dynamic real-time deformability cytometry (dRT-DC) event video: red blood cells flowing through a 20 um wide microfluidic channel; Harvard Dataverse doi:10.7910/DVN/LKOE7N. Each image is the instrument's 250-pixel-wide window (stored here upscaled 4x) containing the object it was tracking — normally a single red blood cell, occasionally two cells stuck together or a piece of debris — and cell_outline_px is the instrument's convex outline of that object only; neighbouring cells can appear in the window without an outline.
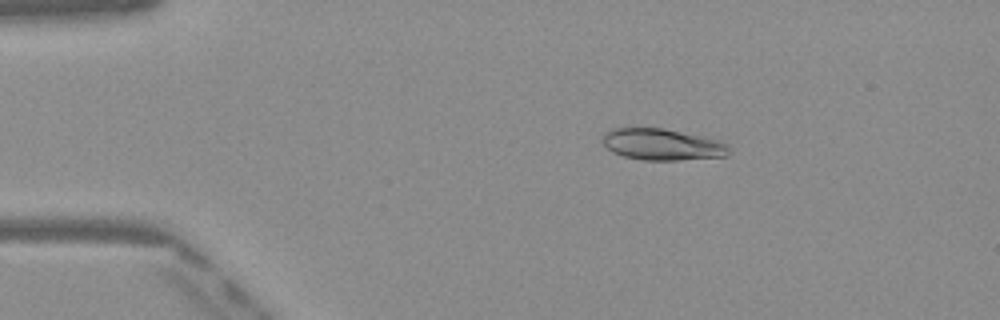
{"species": "Egyptian fruit bat (a non-hibernating species)", "species_latin": "Rousettus aegyptiacus", "temperature_condition": "warm", "stored_images_in_passage": 50, "camera_frame_rate_fps": 3000, "um_per_image_px": 0.085, "frame": {"image": 1, "passage_image": 9, "time_ms": 2.667, "image_size_px": [1000, 320], "cell_outline_px": [[728, 156], [680, 160], [644, 160], [624, 156], [612, 152], [600, 140], [604, 132], [612, 128], [664, 128], [724, 140], [728, 144]], "centroid_in_image_um": [56.31, 12.27], "position_along_channel_um": 28.7, "area_um2": 23.52}}
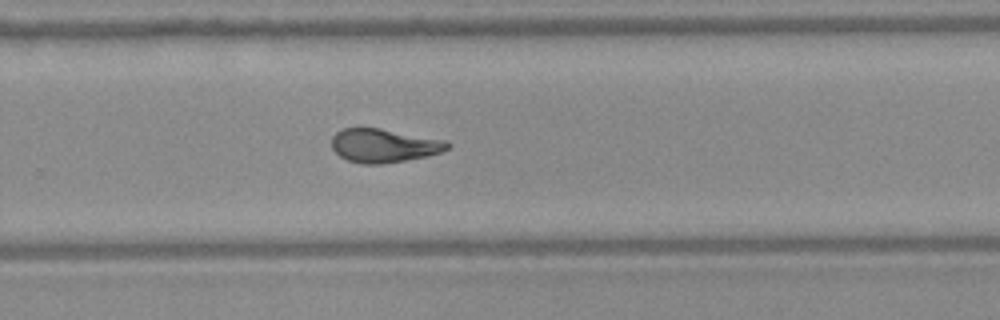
{"frame": {"image": 2, "passage_image": 33, "time_ms": 10.667, "image_size_px": [1000, 320], "cell_outline_px": [[452, 144], [448, 148], [440, 152], [428, 156], [380, 164], [360, 164], [348, 160], [340, 156], [332, 148], [332, 136], [336, 132], [344, 128], [380, 128], [448, 140]], "centroid_in_image_um": [32.65, 12.37], "position_along_channel_um": 297.2, "area_um2": 22.77}}
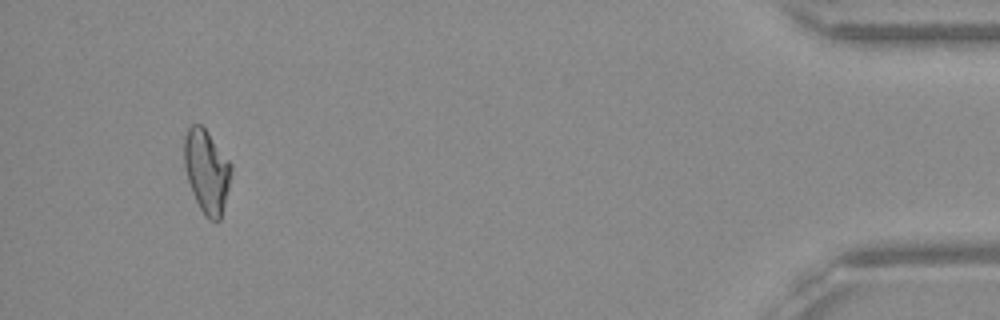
{"frame": {"image": 3, "passage_image": 47, "time_ms": 15.333, "image_size_px": [1000, 320], "cell_outline_px": [[232, 172], [220, 220], [208, 220], [204, 216], [192, 192], [188, 180], [184, 164], [184, 136], [188, 128], [192, 124], [200, 124], [208, 132], [232, 164]], "centroid_in_image_um": [17.56, 14.54], "position_along_channel_um": 417.6, "area_um2": 22.72}, "authors_computed_cell_mechanics": {"area_um2": 22.831, "velocity_mm_per_s": 4.082, "shape_relaxation_time_tau1_ms": 6.2052, "shape_relaxation_time_tau2_ms": 1.9104, "deformation_change_tau1": 0.2004, "deformation_change_tau2": 0.0798}}